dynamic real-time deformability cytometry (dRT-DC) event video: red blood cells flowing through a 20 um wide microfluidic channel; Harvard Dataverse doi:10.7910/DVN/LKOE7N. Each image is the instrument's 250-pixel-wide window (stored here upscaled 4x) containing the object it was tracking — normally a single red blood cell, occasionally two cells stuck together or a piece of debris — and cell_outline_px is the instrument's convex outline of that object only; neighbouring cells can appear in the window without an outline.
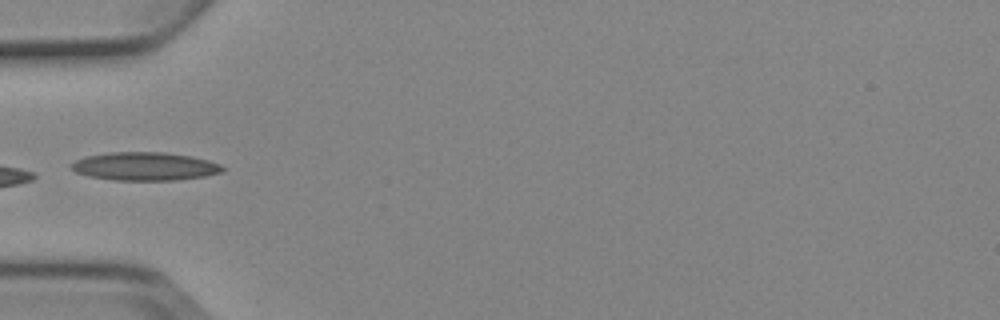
{"species": "Egyptian fruit bat (a non-hibernating species)", "species_latin": "Rousettus aegyptiacus", "temperature_condition": "cold", "stored_images_in_passage": 6, "camera_frame_rate_fps": 3000, "um_per_image_px": 0.085, "animal": {"sex": "female"}, "frame": {"image": 1, "passage_image": 5, "time_ms": 5.667, "image_size_px": [1000, 320], "cell_outline_px": [[224, 172], [204, 176], [176, 180], [112, 180], [88, 176], [76, 172], [68, 164], [84, 156], [112, 152], [164, 152], [192, 156], [208, 160], [220, 164], [224, 168]], "centroid_in_image_um": [12.3, 14.13], "position_along_channel_um": 72.7, "area_um2": 25.03}}
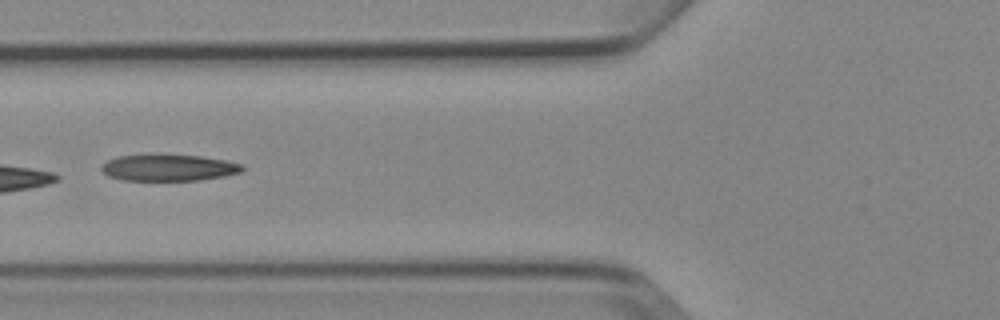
{"frame": {"image": 2, "passage_image": 6, "time_ms": 6.667, "image_size_px": [1000, 320], "cell_outline_px": [[244, 168], [240, 172], [224, 176], [200, 180], [124, 180], [108, 176], [100, 168], [100, 164], [108, 160], [120, 156], [144, 152], [156, 152], [200, 156], [224, 160], [244, 164]], "centroid_in_image_um": [14.28, 14.21], "position_along_channel_um": 111.5, "area_um2": 22.54}}